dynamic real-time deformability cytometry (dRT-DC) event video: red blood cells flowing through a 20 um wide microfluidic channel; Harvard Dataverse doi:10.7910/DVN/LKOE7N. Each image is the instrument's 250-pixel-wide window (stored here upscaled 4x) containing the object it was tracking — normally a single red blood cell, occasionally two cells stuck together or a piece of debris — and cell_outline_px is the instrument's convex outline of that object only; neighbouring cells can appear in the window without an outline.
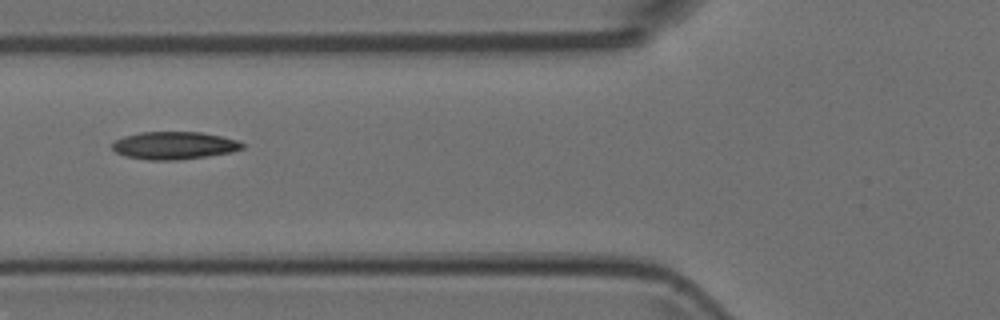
{"species": "Egyptian fruit bat (a non-hibernating species)", "species_latin": "Rousettus aegyptiacus", "temperature_condition": "room temperature", "stored_images_in_passage": 9, "camera_frame_rate_fps": 3000, "um_per_image_px": 0.085, "animal": {"sex": "female"}, "frame": {"image": 1, "passage_image": 6, "time_ms": 1.667, "image_size_px": [1000, 320], "cell_outline_px": [[244, 148], [232, 152], [176, 160], [148, 160], [124, 156], [116, 152], [112, 148], [112, 144], [116, 140], [124, 136], [140, 132], [200, 132], [220, 136], [236, 140], [244, 144]], "centroid_in_image_um": [14.78, 12.36], "position_along_channel_um": 111.0, "area_um2": 20.81}}
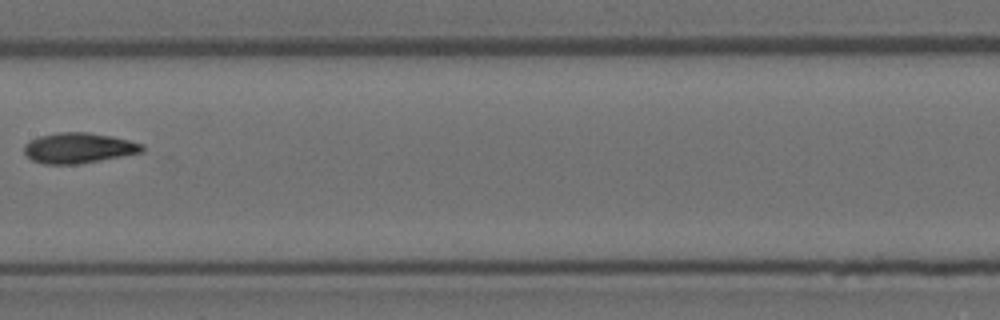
{"frame": {"image": 2, "passage_image": 8, "time_ms": 2.333, "image_size_px": [1000, 320], "cell_outline_px": [[144, 152], [80, 164], [44, 164], [32, 160], [24, 152], [24, 144], [40, 136], [60, 132], [88, 132], [112, 136], [144, 144]], "centroid_in_image_um": [6.71, 12.58], "position_along_channel_um": 200.7, "area_um2": 20.92}}
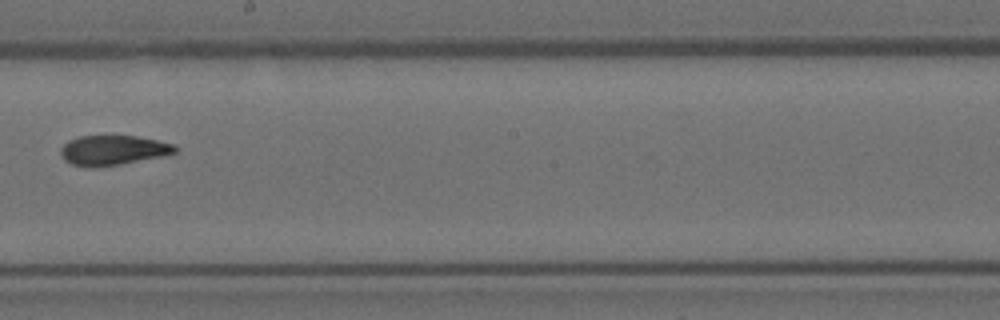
{"frame": {"image": 3, "passage_image": 9, "time_ms": 2.667, "image_size_px": [1000, 320], "cell_outline_px": [[180, 148], [176, 152], [164, 156], [120, 164], [92, 168], [88, 168], [72, 164], [64, 160], [60, 152], [60, 148], [68, 140], [80, 136], [136, 136], [156, 140], [172, 144]], "centroid_in_image_um": [9.59, 12.78], "position_along_channel_um": 238.6, "area_um2": 19.94}}